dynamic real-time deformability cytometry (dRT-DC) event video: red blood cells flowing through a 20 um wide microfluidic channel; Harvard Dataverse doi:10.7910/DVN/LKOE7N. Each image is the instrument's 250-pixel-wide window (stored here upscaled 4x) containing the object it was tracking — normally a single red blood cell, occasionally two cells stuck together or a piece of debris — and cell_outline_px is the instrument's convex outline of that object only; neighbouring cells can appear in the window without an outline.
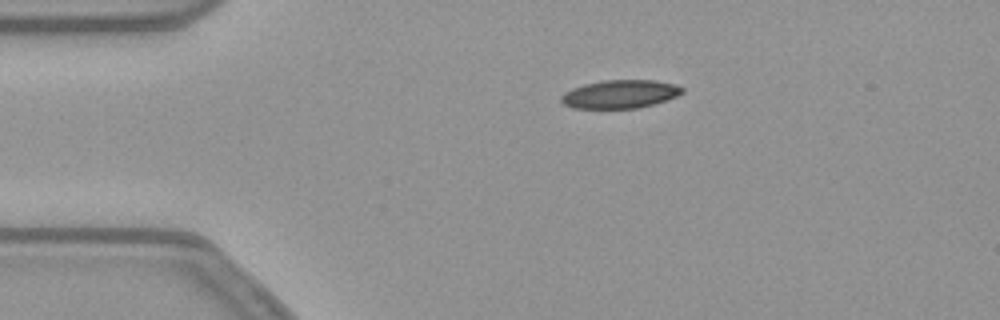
{"species": "common noctule bat (a hibernating species)", "species_latin": "Nyctalus noctula", "temperature_condition": "warm", "stored_images_in_passage": 44, "camera_frame_rate_fps": 3000, "um_per_image_px": 0.085, "animal": {"sex": "female", "body_mass_g": 21.9}, "frame": {"image": 1, "passage_image": 1, "time_ms": 0.0, "image_size_px": [1000, 320], "cell_outline_px": [[684, 92], [668, 100], [636, 108], [572, 108], [564, 104], [560, 100], [560, 96], [564, 92], [572, 88], [584, 84], [604, 80], [656, 80], [676, 84], [684, 88]], "centroid_in_image_um": [52.71, 7.99], "position_along_channel_um": 32.3, "area_um2": 20.06}}
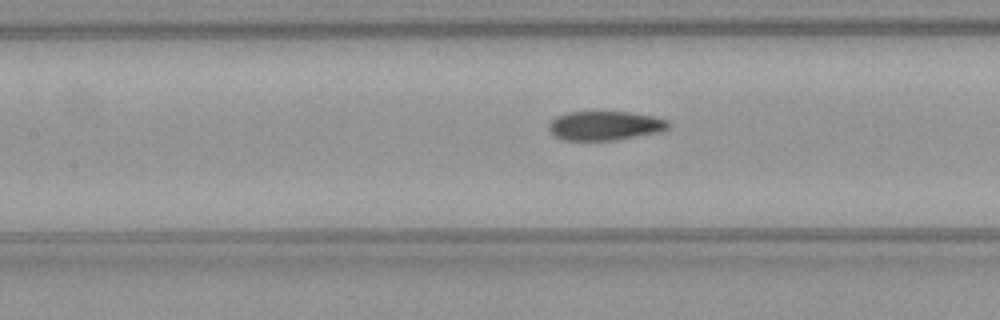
{"frame": {"image": 2, "passage_image": 14, "time_ms": 4.333, "image_size_px": [1000, 320], "cell_outline_px": [[672, 124], [668, 128], [660, 132], [616, 140], [564, 140], [556, 136], [548, 128], [548, 124], [556, 116], [564, 112], [628, 112], [652, 116], [668, 120]], "centroid_in_image_um": [51.44, 10.68], "position_along_channel_um": 156.0, "area_um2": 20.35}}
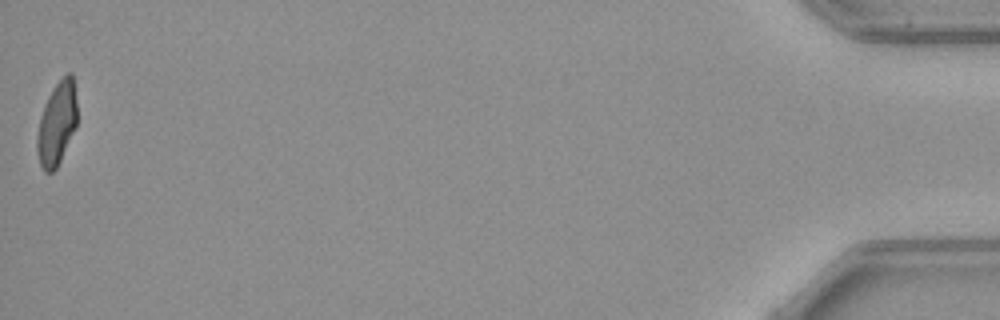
{"frame": {"image": 3, "passage_image": 44, "time_ms": 14.333, "image_size_px": [1000, 320], "cell_outline_px": [[76, 128], [56, 168], [52, 172], [44, 172], [40, 164], [36, 148], [36, 136], [40, 116], [44, 104], [48, 96], [56, 84], [68, 72], [72, 72], [76, 100]], "centroid_in_image_um": [4.82, 10.51], "position_along_channel_um": 430.4, "area_um2": 19.36}, "authors_computed_cell_mechanics": {"area_um2": 20.808, "velocity_mm_per_s": 3.8099, "shape_relaxation_time_tau1_ms": 8.5819, "shape_relaxation_time_tau2_ms": 1.9561, "deformation_change_tau1": 0.2037, "deformation_change_tau2": 0.0804}}